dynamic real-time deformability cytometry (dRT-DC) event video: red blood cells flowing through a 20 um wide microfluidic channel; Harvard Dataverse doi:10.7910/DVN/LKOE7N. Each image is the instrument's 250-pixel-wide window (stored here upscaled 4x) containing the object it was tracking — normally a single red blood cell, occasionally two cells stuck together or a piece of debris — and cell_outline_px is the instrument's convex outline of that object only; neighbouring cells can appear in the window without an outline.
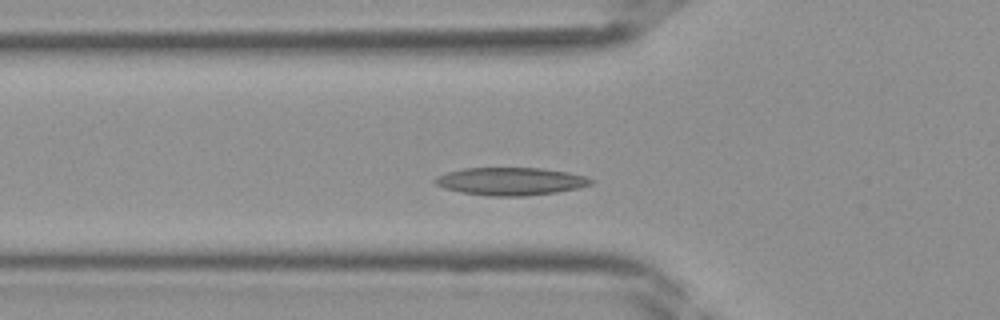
{"species": "Egyptian fruit bat (a non-hibernating species)", "species_latin": "Rousettus aegyptiacus", "temperature_condition": "room temperature", "stored_images_in_passage": 37, "camera_frame_rate_fps": 3000, "um_per_image_px": 0.085, "frame": {"image": 1, "passage_image": 9, "time_ms": 2.667, "image_size_px": [1000, 320], "cell_outline_px": [[596, 180], [592, 184], [576, 188], [556, 192], [524, 196], [488, 196], [460, 192], [444, 188], [436, 184], [432, 180], [436, 176], [448, 172], [464, 168], [540, 168], [568, 172], [584, 176]], "centroid_in_image_um": [43.39, 15.41], "position_along_channel_um": 82.4, "area_um2": 25.2}}
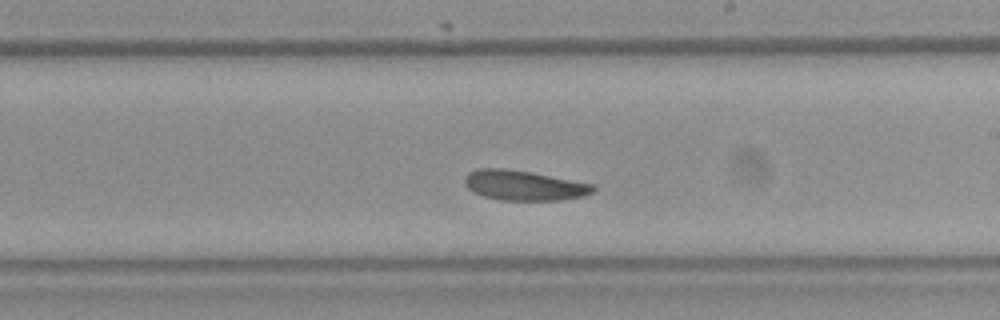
{"frame": {"image": 2, "passage_image": 19, "time_ms": 6.0, "image_size_px": [1000, 320], "cell_outline_px": [[596, 188], [592, 192], [584, 196], [560, 200], [500, 200], [484, 196], [472, 192], [464, 184], [464, 176], [468, 172], [476, 168], [504, 168], [532, 172], [596, 184]], "centroid_in_image_um": [44.53, 15.75], "position_along_channel_um": 244.5, "area_um2": 22.77}}
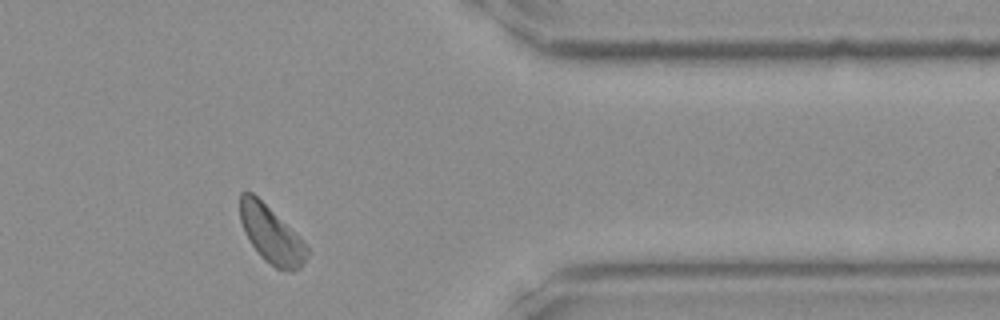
{"frame": {"image": 3, "passage_image": 29, "time_ms": 9.333, "image_size_px": [1000, 320], "cell_outline_px": [[308, 252], [300, 268], [292, 272], [276, 268], [264, 260], [260, 256], [248, 240], [244, 232], [240, 220], [240, 192], [252, 192], [308, 248]], "centroid_in_image_um": [22.99, 19.98], "position_along_channel_um": 388.4, "area_um2": 21.39}}